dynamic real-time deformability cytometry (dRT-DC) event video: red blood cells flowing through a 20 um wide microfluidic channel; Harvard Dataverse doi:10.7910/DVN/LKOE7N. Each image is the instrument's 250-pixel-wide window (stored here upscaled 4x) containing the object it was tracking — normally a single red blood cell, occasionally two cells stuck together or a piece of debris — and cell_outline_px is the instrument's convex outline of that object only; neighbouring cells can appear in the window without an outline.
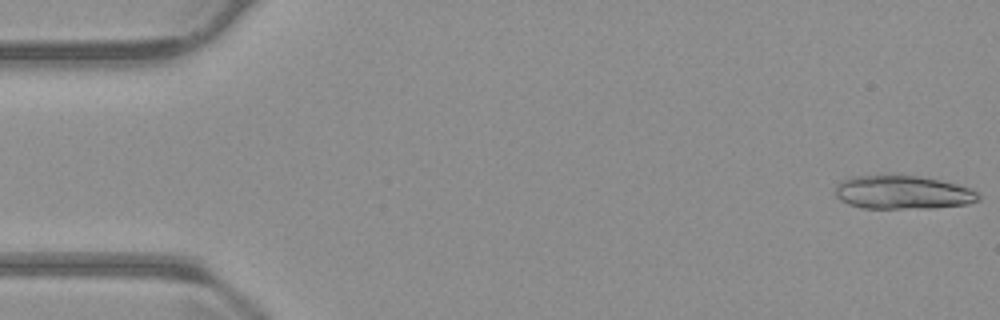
{"species": "common noctule bat (a hibernating species)", "species_latin": "Nyctalus noctula", "temperature_condition": "warm", "stored_images_in_passage": 26, "camera_frame_rate_fps": 3000, "um_per_image_px": 0.085, "animal": {"sex": "male", "body_mass_g": 23.1, "forearm_length_mm": 52.7}, "frame": {"image": 1, "passage_image": 1, "time_ms": 0.0, "image_size_px": [1000, 320], "cell_outline_px": [[980, 200], [968, 204], [932, 208], [860, 208], [848, 204], [840, 200], [836, 196], [836, 184], [840, 180], [848, 176], [888, 172], [920, 176], [940, 180], [972, 188], [980, 196]], "centroid_in_image_um": [76.67, 16.3], "position_along_channel_um": 8.3, "area_um2": 29.13}}
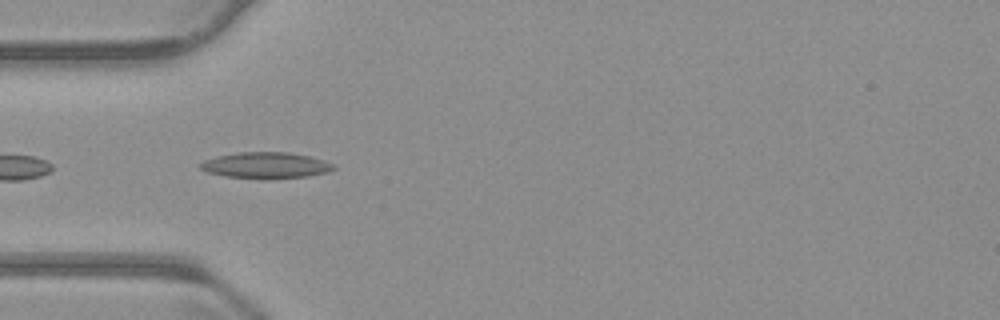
{"frame": {"image": 2, "passage_image": 17, "time_ms": 5.333, "image_size_px": [1000, 320], "cell_outline_px": [[336, 168], [328, 172], [308, 176], [268, 180], [260, 180], [224, 176], [208, 172], [200, 168], [196, 164], [204, 160], [216, 156], [240, 152], [288, 152], [308, 156], [324, 160], [336, 164]], "centroid_in_image_um": [22.59, 14.07], "position_along_channel_um": 62.4, "area_um2": 20.81}}